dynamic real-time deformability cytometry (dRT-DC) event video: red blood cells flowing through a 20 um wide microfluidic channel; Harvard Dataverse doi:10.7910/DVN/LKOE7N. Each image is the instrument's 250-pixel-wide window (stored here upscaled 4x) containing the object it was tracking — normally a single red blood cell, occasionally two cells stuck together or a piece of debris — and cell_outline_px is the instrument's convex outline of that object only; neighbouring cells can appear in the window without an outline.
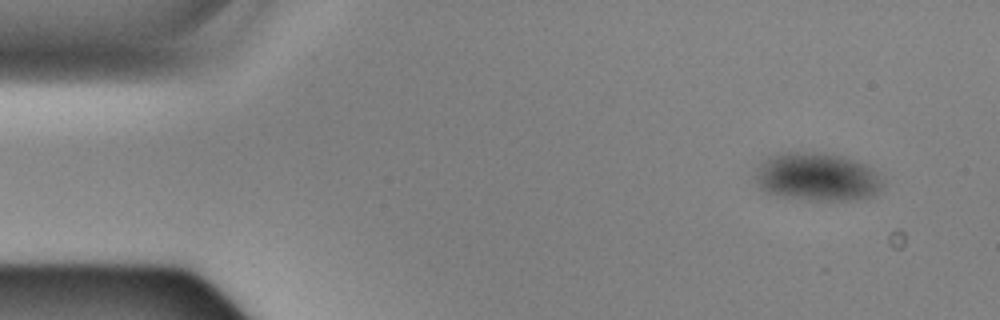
{"species": "Egyptian fruit bat (a non-hibernating species)", "species_latin": "Rousettus aegyptiacus", "temperature_condition": "cold", "stored_images_in_passage": 52, "camera_frame_rate_fps": 3000, "um_per_image_px": 0.085, "animal": {"sex": "male"}, "frame": {"image": 1, "passage_image": 1, "time_ms": 0.0, "image_size_px": [1000, 320], "cell_outline_px": [[884, 184], [872, 196], [852, 200], [808, 200], [776, 196], [760, 188], [756, 180], [756, 172], [760, 164], [768, 156], [788, 152], [824, 152], [856, 160], [864, 164], [876, 172], [884, 180]], "centroid_in_image_um": [69.46, 15.04], "position_along_channel_um": 15.5, "area_um2": 35.89}}
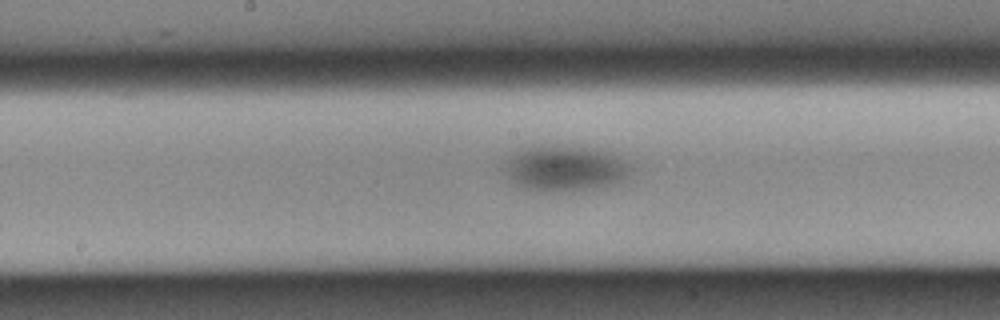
{"frame": {"image": 2, "passage_image": 25, "time_ms": 8.0, "image_size_px": [1000, 320], "cell_outline_px": [[624, 168], [620, 176], [608, 184], [580, 188], [532, 188], [516, 180], [512, 176], [508, 168], [512, 160], [516, 156], [524, 152], [588, 152], [604, 156], [620, 164]], "centroid_in_image_um": [47.94, 14.43], "position_along_channel_um": 200.3, "area_um2": 25.2}}
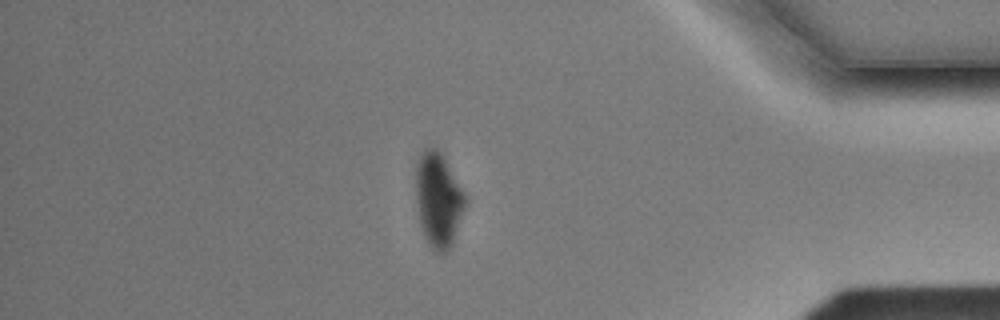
{"frame": {"image": 3, "passage_image": 45, "time_ms": 14.667, "image_size_px": [1000, 320], "cell_outline_px": [[468, 200], [452, 244], [444, 252], [436, 252], [432, 248], [424, 236], [420, 224], [416, 200], [416, 164], [420, 152], [424, 148], [436, 148], [444, 156], [464, 192]], "centroid_in_image_um": [37.26, 16.95], "position_along_channel_um": 397.9, "area_um2": 27.22}}